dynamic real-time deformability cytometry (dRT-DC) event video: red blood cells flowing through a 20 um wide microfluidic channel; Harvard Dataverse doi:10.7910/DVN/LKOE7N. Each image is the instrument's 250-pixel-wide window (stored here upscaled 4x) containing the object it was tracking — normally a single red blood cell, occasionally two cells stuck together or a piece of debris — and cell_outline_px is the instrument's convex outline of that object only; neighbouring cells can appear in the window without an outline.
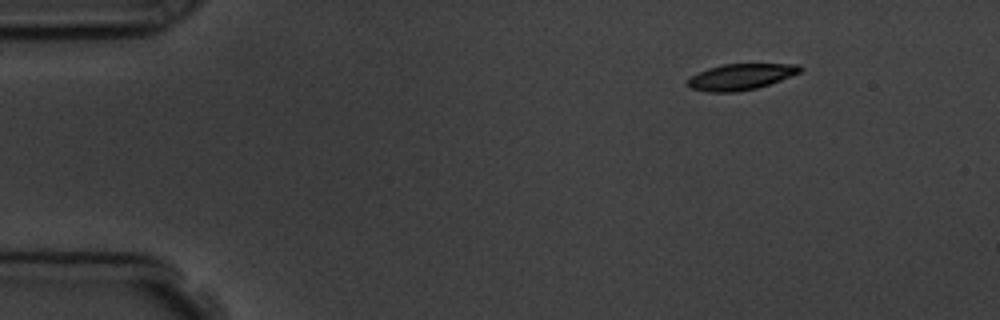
{"species": "common noctule bat (a hibernating species)", "species_latin": "Nyctalus noctula", "temperature_condition": "room temperature", "stored_images_in_passage": 3, "camera_frame_rate_fps": 3000, "um_per_image_px": 0.085, "animal": {"sex": "male", "body_mass_g": 19.5, "forearm_length_mm": 54.6}, "frame": {"image": 1, "passage_image": 1, "time_ms": 0.0, "image_size_px": [1000, 320], "cell_outline_px": [[804, 68], [800, 72], [780, 80], [756, 88], [736, 92], [708, 92], [692, 88], [684, 84], [692, 76], [708, 68], [724, 64], [800, 64]], "centroid_in_image_um": [62.97, 6.52], "position_along_channel_um": 22.0, "area_um2": 16.94}}